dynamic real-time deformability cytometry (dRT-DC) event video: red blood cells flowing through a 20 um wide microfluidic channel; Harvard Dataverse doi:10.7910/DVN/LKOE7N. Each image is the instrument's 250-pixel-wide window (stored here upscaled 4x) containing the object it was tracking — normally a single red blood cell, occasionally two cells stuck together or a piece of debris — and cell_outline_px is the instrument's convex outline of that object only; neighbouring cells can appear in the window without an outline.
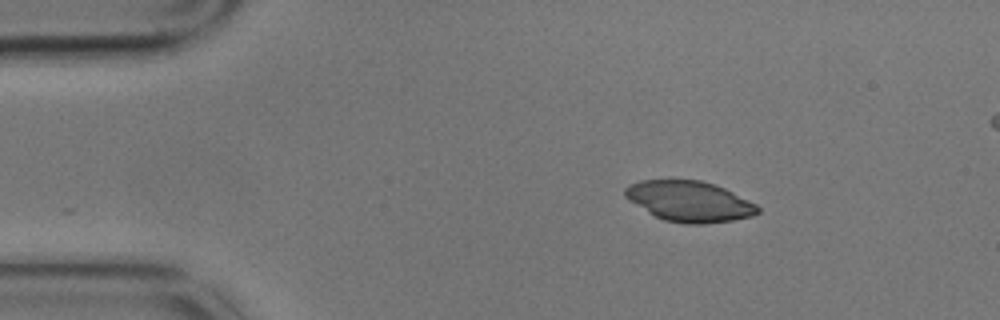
{"species": "common noctule bat (a hibernating species)", "species_latin": "Nyctalus noctula", "temperature_condition": "cold", "stored_images_in_passage": 4, "segment_of_instrument_passage": [1, 2], "camera_frame_rate_fps": 3000, "um_per_image_px": 0.085, "animal": {"sex": "male", "body_mass_g": 17.9}, "frame": {"image": 1, "passage_image": 1, "time_ms": 0.0, "image_size_px": [1000, 320], "cell_outline_px": [[760, 212], [752, 216], [732, 220], [704, 224], [684, 224], [664, 220], [648, 212], [628, 200], [624, 196], [624, 188], [628, 184], [640, 180], [700, 180], [724, 188], [756, 204], [760, 208]], "centroid_in_image_um": [58.57, 17.12], "position_along_channel_um": 26.4, "area_um2": 31.33}}